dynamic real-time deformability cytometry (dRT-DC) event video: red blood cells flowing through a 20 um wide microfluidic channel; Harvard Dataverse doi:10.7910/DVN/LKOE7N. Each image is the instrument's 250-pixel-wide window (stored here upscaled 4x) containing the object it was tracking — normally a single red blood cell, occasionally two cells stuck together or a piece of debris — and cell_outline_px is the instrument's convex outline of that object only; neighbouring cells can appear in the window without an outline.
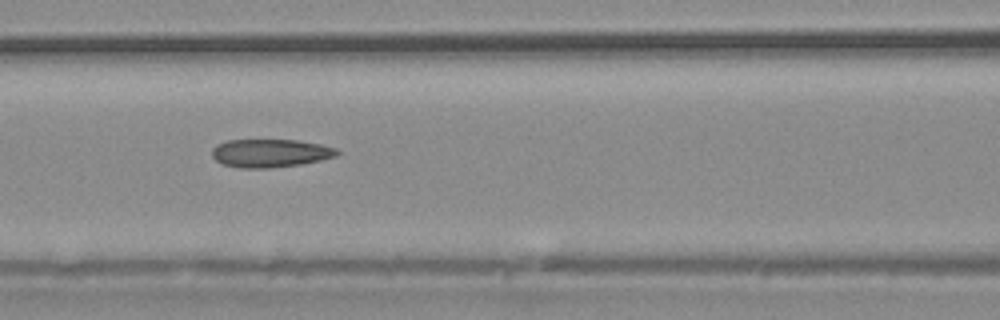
{"species": "common noctule bat (a hibernating species)", "species_latin": "Nyctalus noctula", "temperature_condition": "warm", "stored_images_in_passage": 37, "camera_frame_rate_fps": 3000, "um_per_image_px": 0.085, "animal": {"sex": "male", "body_mass_g": 20.4}, "frame": {"image": 1, "passage_image": 16, "time_ms": 5.0, "image_size_px": [1000, 320], "cell_outline_px": [[340, 152], [336, 156], [320, 160], [300, 164], [268, 168], [240, 168], [224, 164], [216, 160], [212, 156], [212, 148], [216, 144], [228, 140], [296, 140], [320, 144], [336, 148]], "centroid_in_image_um": [22.96, 13.01], "position_along_channel_um": 143.6, "area_um2": 20.46}}